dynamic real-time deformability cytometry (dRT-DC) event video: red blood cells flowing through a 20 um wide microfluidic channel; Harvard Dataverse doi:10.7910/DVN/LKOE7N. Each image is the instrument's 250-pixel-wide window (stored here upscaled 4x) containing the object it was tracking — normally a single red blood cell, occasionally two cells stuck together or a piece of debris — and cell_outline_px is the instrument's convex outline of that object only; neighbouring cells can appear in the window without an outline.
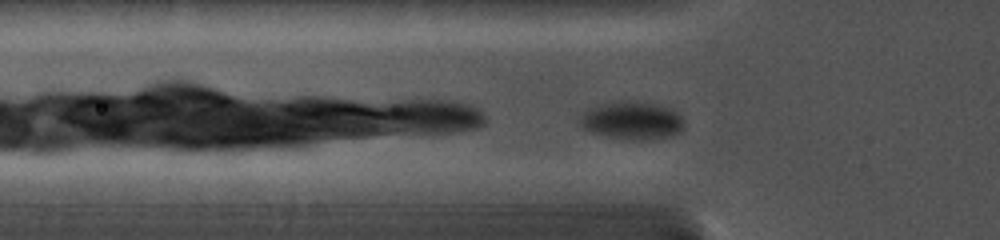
{"species": "common noctule bat (a hibernating species)", "species_latin": "Nyctalus noctula", "temperature_condition": "cold", "stored_images_in_passage": 26, "camera_frame_rate_fps": 5000, "um_per_image_px": 0.085, "animal": {"sex": "female", "body_mass_g": 19.0, "forearm_length_mm": 56.7}, "frame": {"image": 1, "passage_image": 2, "time_ms": 0.6, "image_size_px": [1000, 240], "cell_outline_px": [[684, 128], [680, 132], [668, 136], [652, 140], [624, 140], [592, 132], [584, 128], [580, 124], [580, 116], [588, 108], [600, 104], [616, 100], [636, 100], [656, 104], [672, 108], [684, 120]], "centroid_in_image_um": [53.74, 10.23], "position_along_channel_um": 72.1, "area_um2": 23.47}}
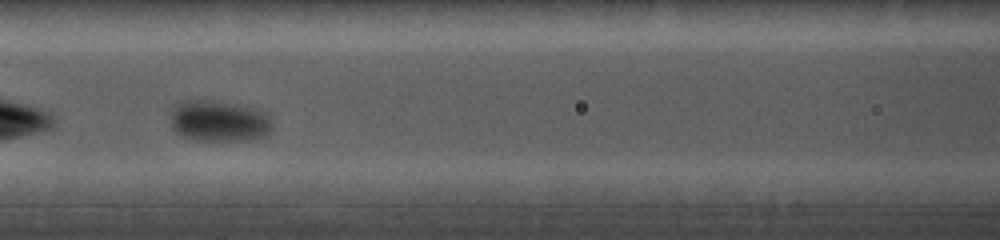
{"frame": {"image": 2, "passage_image": 8, "time_ms": 2.6, "image_size_px": [1000, 240], "cell_outline_px": [[272, 128], [268, 136], [248, 140], [196, 140], [184, 136], [176, 132], [172, 128], [172, 108], [180, 100], [220, 100], [240, 104], [264, 112], [268, 116], [272, 124]], "centroid_in_image_um": [18.63, 10.27], "position_along_channel_um": 148.0, "area_um2": 24.68}}
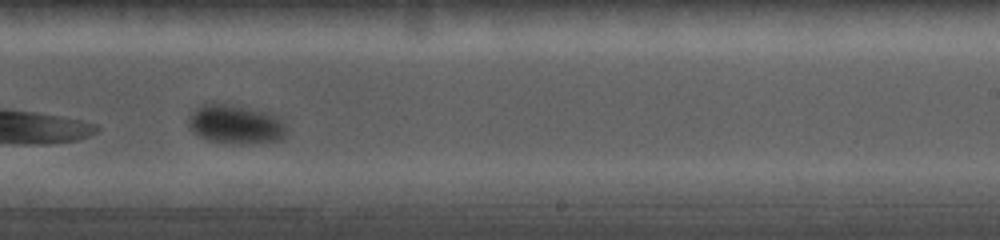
{"frame": {"image": 3, "passage_image": 17, "time_ms": 5.8, "image_size_px": [1000, 240], "cell_outline_px": [[284, 140], [264, 144], [228, 144], [208, 140], [192, 132], [188, 124], [188, 120], [192, 112], [196, 108], [204, 104], [232, 104], [268, 112], [276, 116], [284, 124]], "centroid_in_image_um": [20.04, 10.6], "position_along_channel_um": 269.0, "area_um2": 22.6}}